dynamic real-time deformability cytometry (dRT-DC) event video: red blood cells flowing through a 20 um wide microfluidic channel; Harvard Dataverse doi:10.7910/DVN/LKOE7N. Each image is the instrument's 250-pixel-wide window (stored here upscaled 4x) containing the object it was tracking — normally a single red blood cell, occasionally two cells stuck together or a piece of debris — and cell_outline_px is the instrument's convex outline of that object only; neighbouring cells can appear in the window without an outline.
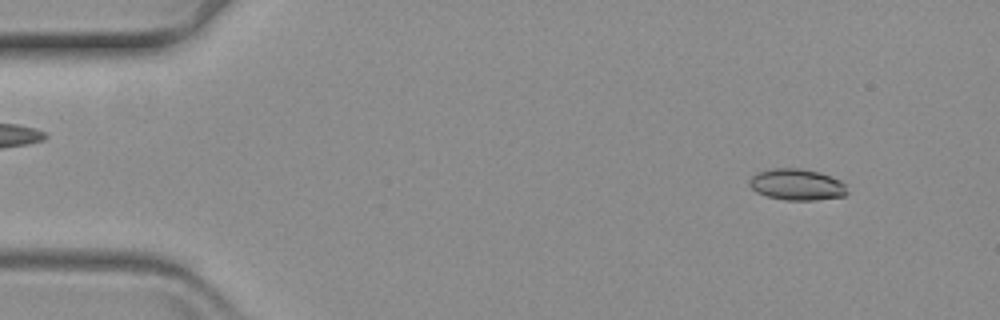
{"species": "common noctule bat (a hibernating species)", "species_latin": "Nyctalus noctula", "temperature_condition": "warm", "stored_images_in_passage": 56, "camera_frame_rate_fps": 3000, "um_per_image_px": 0.085, "animal": {"sex": "female", "body_mass_g": 19.3, "forearm_length_mm": 54.1}, "frame": {"image": 1, "passage_image": 2, "time_ms": 0.333, "image_size_px": [1000, 320], "cell_outline_px": [[848, 192], [844, 196], [816, 200], [784, 200], [768, 196], [756, 192], [748, 184], [748, 180], [752, 176], [760, 172], [772, 168], [800, 168], [820, 172], [840, 180], [848, 184]], "centroid_in_image_um": [67.77, 15.69], "position_along_channel_um": 17.2, "area_um2": 18.03}}
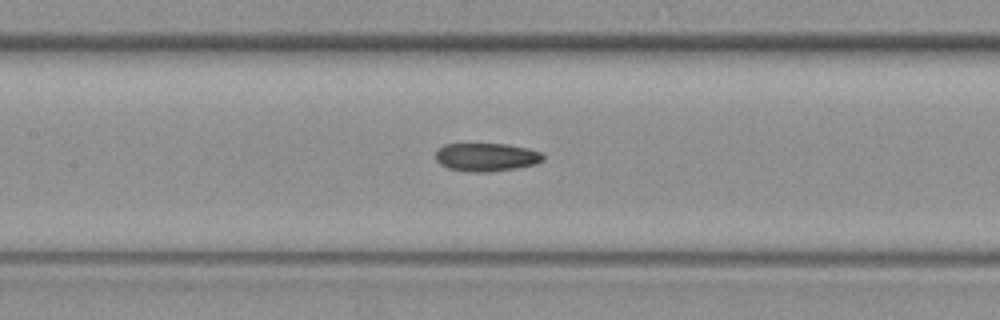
{"frame": {"image": 2, "passage_image": 24, "time_ms": 7.667, "image_size_px": [1000, 320], "cell_outline_px": [[544, 160], [536, 164], [516, 168], [488, 172], [468, 172], [448, 168], [440, 164], [436, 160], [436, 148], [444, 144], [508, 144], [528, 148], [540, 152], [544, 156]], "centroid_in_image_um": [41.33, 13.35], "position_along_channel_um": 166.1, "area_um2": 17.86}}
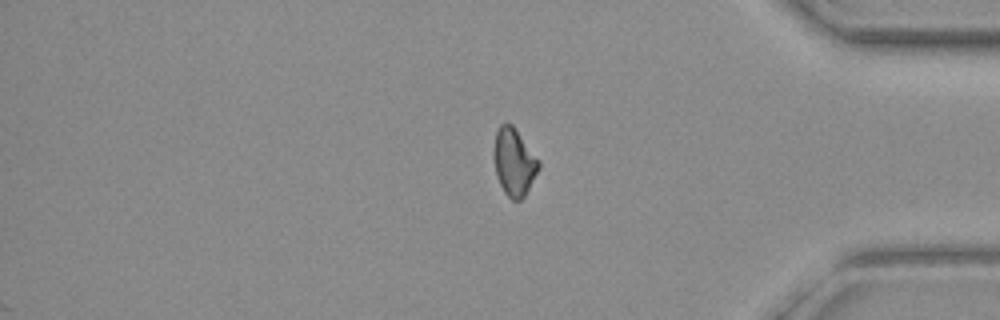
{"frame": {"image": 3, "passage_image": 46, "time_ms": 15.0, "image_size_px": [1000, 320], "cell_outline_px": [[540, 168], [524, 196], [520, 200], [512, 200], [504, 192], [496, 176], [492, 156], [496, 132], [500, 124], [512, 124], [540, 160]], "centroid_in_image_um": [43.68, 13.77], "position_along_channel_um": 391.5, "area_um2": 17.74}}